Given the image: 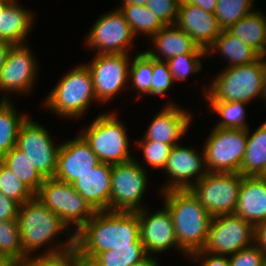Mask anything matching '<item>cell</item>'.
Instances as JSON below:
<instances>
[{"mask_svg": "<svg viewBox=\"0 0 266 266\" xmlns=\"http://www.w3.org/2000/svg\"><path fill=\"white\" fill-rule=\"evenodd\" d=\"M75 246L86 265L107 250L145 249L137 211H96L75 233Z\"/></svg>", "mask_w": 266, "mask_h": 266, "instance_id": "6da1fadb", "label": "cell"}, {"mask_svg": "<svg viewBox=\"0 0 266 266\" xmlns=\"http://www.w3.org/2000/svg\"><path fill=\"white\" fill-rule=\"evenodd\" d=\"M17 221L23 247V262L35 256L67 250L75 245L74 232L35 196L19 205ZM62 234L66 238L61 242L59 239Z\"/></svg>", "mask_w": 266, "mask_h": 266, "instance_id": "7a4b0ae2", "label": "cell"}, {"mask_svg": "<svg viewBox=\"0 0 266 266\" xmlns=\"http://www.w3.org/2000/svg\"><path fill=\"white\" fill-rule=\"evenodd\" d=\"M170 212L179 246L188 254L204 247L212 216L190 189L159 193Z\"/></svg>", "mask_w": 266, "mask_h": 266, "instance_id": "3957f363", "label": "cell"}, {"mask_svg": "<svg viewBox=\"0 0 266 266\" xmlns=\"http://www.w3.org/2000/svg\"><path fill=\"white\" fill-rule=\"evenodd\" d=\"M44 107L56 117L80 119L97 102L93 79L88 67L82 63L73 66L59 79L43 101Z\"/></svg>", "mask_w": 266, "mask_h": 266, "instance_id": "277c9868", "label": "cell"}, {"mask_svg": "<svg viewBox=\"0 0 266 266\" xmlns=\"http://www.w3.org/2000/svg\"><path fill=\"white\" fill-rule=\"evenodd\" d=\"M90 122L79 134L90 145L100 162L115 165L135 158L130 152L132 140L127 133L126 124L119 119L117 110L102 111Z\"/></svg>", "mask_w": 266, "mask_h": 266, "instance_id": "5b68a950", "label": "cell"}, {"mask_svg": "<svg viewBox=\"0 0 266 266\" xmlns=\"http://www.w3.org/2000/svg\"><path fill=\"white\" fill-rule=\"evenodd\" d=\"M218 73L205 88L206 90H203L202 97L205 96V101L249 103L254 99H261L266 105L259 59L246 65L222 68Z\"/></svg>", "mask_w": 266, "mask_h": 266, "instance_id": "8992f818", "label": "cell"}, {"mask_svg": "<svg viewBox=\"0 0 266 266\" xmlns=\"http://www.w3.org/2000/svg\"><path fill=\"white\" fill-rule=\"evenodd\" d=\"M35 197L57 214L74 234L96 212L72 184L54 178L45 179Z\"/></svg>", "mask_w": 266, "mask_h": 266, "instance_id": "52a82bcc", "label": "cell"}, {"mask_svg": "<svg viewBox=\"0 0 266 266\" xmlns=\"http://www.w3.org/2000/svg\"><path fill=\"white\" fill-rule=\"evenodd\" d=\"M204 142L202 147L208 172L239 173L246 151L247 130L214 127Z\"/></svg>", "mask_w": 266, "mask_h": 266, "instance_id": "ba28073f", "label": "cell"}, {"mask_svg": "<svg viewBox=\"0 0 266 266\" xmlns=\"http://www.w3.org/2000/svg\"><path fill=\"white\" fill-rule=\"evenodd\" d=\"M148 173L134 159L112 165L110 211L136 212L145 208L143 196L149 184Z\"/></svg>", "mask_w": 266, "mask_h": 266, "instance_id": "9c48e42d", "label": "cell"}, {"mask_svg": "<svg viewBox=\"0 0 266 266\" xmlns=\"http://www.w3.org/2000/svg\"><path fill=\"white\" fill-rule=\"evenodd\" d=\"M114 8L99 16L85 36L84 43L94 54L133 53L136 37L124 15Z\"/></svg>", "mask_w": 266, "mask_h": 266, "instance_id": "30bf717a", "label": "cell"}, {"mask_svg": "<svg viewBox=\"0 0 266 266\" xmlns=\"http://www.w3.org/2000/svg\"><path fill=\"white\" fill-rule=\"evenodd\" d=\"M33 51L28 42L12 45L0 72V100L10 101L13 94L21 97L34 90L40 65Z\"/></svg>", "mask_w": 266, "mask_h": 266, "instance_id": "8fae6325", "label": "cell"}, {"mask_svg": "<svg viewBox=\"0 0 266 266\" xmlns=\"http://www.w3.org/2000/svg\"><path fill=\"white\" fill-rule=\"evenodd\" d=\"M50 132L28 116L19 128L16 141V147L27 155L33 167L45 179L54 177L61 147V142H53Z\"/></svg>", "mask_w": 266, "mask_h": 266, "instance_id": "7c38bea8", "label": "cell"}, {"mask_svg": "<svg viewBox=\"0 0 266 266\" xmlns=\"http://www.w3.org/2000/svg\"><path fill=\"white\" fill-rule=\"evenodd\" d=\"M243 176L208 172L190 190L212 216L234 214Z\"/></svg>", "mask_w": 266, "mask_h": 266, "instance_id": "4fadbf2b", "label": "cell"}, {"mask_svg": "<svg viewBox=\"0 0 266 266\" xmlns=\"http://www.w3.org/2000/svg\"><path fill=\"white\" fill-rule=\"evenodd\" d=\"M255 243V227L235 215L212 217L207 240L202 251L214 255L229 256Z\"/></svg>", "mask_w": 266, "mask_h": 266, "instance_id": "5bb4252c", "label": "cell"}, {"mask_svg": "<svg viewBox=\"0 0 266 266\" xmlns=\"http://www.w3.org/2000/svg\"><path fill=\"white\" fill-rule=\"evenodd\" d=\"M92 60L84 64L90 70L96 100L107 104L129 83L131 54H94Z\"/></svg>", "mask_w": 266, "mask_h": 266, "instance_id": "9a60e30c", "label": "cell"}, {"mask_svg": "<svg viewBox=\"0 0 266 266\" xmlns=\"http://www.w3.org/2000/svg\"><path fill=\"white\" fill-rule=\"evenodd\" d=\"M163 173L168 178L158 191L191 189L207 173L203 147L201 152L192 147L177 144L172 147Z\"/></svg>", "mask_w": 266, "mask_h": 266, "instance_id": "2e32d148", "label": "cell"}, {"mask_svg": "<svg viewBox=\"0 0 266 266\" xmlns=\"http://www.w3.org/2000/svg\"><path fill=\"white\" fill-rule=\"evenodd\" d=\"M163 208L149 213V208L138 210L140 225V240L147 255L159 256L163 252L175 250L187 259L188 254L179 246L169 210ZM177 250V251H176ZM180 251V252H179ZM160 253V254H159Z\"/></svg>", "mask_w": 266, "mask_h": 266, "instance_id": "e0dca14e", "label": "cell"}, {"mask_svg": "<svg viewBox=\"0 0 266 266\" xmlns=\"http://www.w3.org/2000/svg\"><path fill=\"white\" fill-rule=\"evenodd\" d=\"M77 134L61 143L53 177L58 181L73 184L100 163L90 145L78 132Z\"/></svg>", "mask_w": 266, "mask_h": 266, "instance_id": "ac0fdd59", "label": "cell"}, {"mask_svg": "<svg viewBox=\"0 0 266 266\" xmlns=\"http://www.w3.org/2000/svg\"><path fill=\"white\" fill-rule=\"evenodd\" d=\"M192 115L175 101L167 102L156 115H153L142 139L139 140H154L175 146L190 129L193 121Z\"/></svg>", "mask_w": 266, "mask_h": 266, "instance_id": "d6986e66", "label": "cell"}, {"mask_svg": "<svg viewBox=\"0 0 266 266\" xmlns=\"http://www.w3.org/2000/svg\"><path fill=\"white\" fill-rule=\"evenodd\" d=\"M175 24L205 50L214 43L222 31L214 13L191 4H180Z\"/></svg>", "mask_w": 266, "mask_h": 266, "instance_id": "ffe728a7", "label": "cell"}, {"mask_svg": "<svg viewBox=\"0 0 266 266\" xmlns=\"http://www.w3.org/2000/svg\"><path fill=\"white\" fill-rule=\"evenodd\" d=\"M144 52L152 59L167 61L168 59L188 53H206L193 39L181 30L176 24L165 25L158 33L153 35ZM155 50V51H154ZM159 54V55H158Z\"/></svg>", "mask_w": 266, "mask_h": 266, "instance_id": "44dd1931", "label": "cell"}, {"mask_svg": "<svg viewBox=\"0 0 266 266\" xmlns=\"http://www.w3.org/2000/svg\"><path fill=\"white\" fill-rule=\"evenodd\" d=\"M112 165L100 162L72 185L95 211H110Z\"/></svg>", "mask_w": 266, "mask_h": 266, "instance_id": "7402d4cb", "label": "cell"}, {"mask_svg": "<svg viewBox=\"0 0 266 266\" xmlns=\"http://www.w3.org/2000/svg\"><path fill=\"white\" fill-rule=\"evenodd\" d=\"M234 214L254 227L266 221V181L260 176H243Z\"/></svg>", "mask_w": 266, "mask_h": 266, "instance_id": "603a6c76", "label": "cell"}, {"mask_svg": "<svg viewBox=\"0 0 266 266\" xmlns=\"http://www.w3.org/2000/svg\"><path fill=\"white\" fill-rule=\"evenodd\" d=\"M34 12L30 11L19 0H14L4 11H0V40L13 45L26 44L33 29Z\"/></svg>", "mask_w": 266, "mask_h": 266, "instance_id": "cb8c5ba5", "label": "cell"}, {"mask_svg": "<svg viewBox=\"0 0 266 266\" xmlns=\"http://www.w3.org/2000/svg\"><path fill=\"white\" fill-rule=\"evenodd\" d=\"M207 58L218 54L228 62L226 67L246 65L259 59V54L250 46L246 45L238 37L233 36L227 30H222L220 36L206 50Z\"/></svg>", "mask_w": 266, "mask_h": 266, "instance_id": "d4e9b609", "label": "cell"}, {"mask_svg": "<svg viewBox=\"0 0 266 266\" xmlns=\"http://www.w3.org/2000/svg\"><path fill=\"white\" fill-rule=\"evenodd\" d=\"M227 31L253 48L259 55L266 52V18L264 12L255 10L231 25Z\"/></svg>", "mask_w": 266, "mask_h": 266, "instance_id": "484cf974", "label": "cell"}, {"mask_svg": "<svg viewBox=\"0 0 266 266\" xmlns=\"http://www.w3.org/2000/svg\"><path fill=\"white\" fill-rule=\"evenodd\" d=\"M252 132V133H251ZM266 169V121L255 131L247 130V145L240 166L242 176L259 177Z\"/></svg>", "mask_w": 266, "mask_h": 266, "instance_id": "4316f807", "label": "cell"}, {"mask_svg": "<svg viewBox=\"0 0 266 266\" xmlns=\"http://www.w3.org/2000/svg\"><path fill=\"white\" fill-rule=\"evenodd\" d=\"M28 116L18 112L12 100H0V159L16 146L19 128Z\"/></svg>", "mask_w": 266, "mask_h": 266, "instance_id": "83f0119b", "label": "cell"}, {"mask_svg": "<svg viewBox=\"0 0 266 266\" xmlns=\"http://www.w3.org/2000/svg\"><path fill=\"white\" fill-rule=\"evenodd\" d=\"M118 6L117 8L124 15L136 38L138 35H143V37L145 35L149 40L165 26L146 5L126 4Z\"/></svg>", "mask_w": 266, "mask_h": 266, "instance_id": "f1b7e54d", "label": "cell"}, {"mask_svg": "<svg viewBox=\"0 0 266 266\" xmlns=\"http://www.w3.org/2000/svg\"><path fill=\"white\" fill-rule=\"evenodd\" d=\"M0 161L34 194L38 192L45 178L37 172L24 152L14 146Z\"/></svg>", "mask_w": 266, "mask_h": 266, "instance_id": "f546056e", "label": "cell"}, {"mask_svg": "<svg viewBox=\"0 0 266 266\" xmlns=\"http://www.w3.org/2000/svg\"><path fill=\"white\" fill-rule=\"evenodd\" d=\"M209 112L216 113L219 116L214 127L220 129H245L248 130L249 125L245 121L246 109L249 103L241 101H206ZM221 117V118H220Z\"/></svg>", "mask_w": 266, "mask_h": 266, "instance_id": "4dcf8cb0", "label": "cell"}, {"mask_svg": "<svg viewBox=\"0 0 266 266\" xmlns=\"http://www.w3.org/2000/svg\"><path fill=\"white\" fill-rule=\"evenodd\" d=\"M135 57L131 58L129 67L130 89L136 93V101L146 94L151 96V81L153 75V59L144 51L136 52ZM133 60V61H132ZM131 79V80H130Z\"/></svg>", "mask_w": 266, "mask_h": 266, "instance_id": "1f68e13d", "label": "cell"}, {"mask_svg": "<svg viewBox=\"0 0 266 266\" xmlns=\"http://www.w3.org/2000/svg\"><path fill=\"white\" fill-rule=\"evenodd\" d=\"M255 0H218L214 15L222 30L254 12Z\"/></svg>", "mask_w": 266, "mask_h": 266, "instance_id": "d6a6232c", "label": "cell"}, {"mask_svg": "<svg viewBox=\"0 0 266 266\" xmlns=\"http://www.w3.org/2000/svg\"><path fill=\"white\" fill-rule=\"evenodd\" d=\"M0 251L10 262H23V247L17 220H0Z\"/></svg>", "mask_w": 266, "mask_h": 266, "instance_id": "836d02e7", "label": "cell"}, {"mask_svg": "<svg viewBox=\"0 0 266 266\" xmlns=\"http://www.w3.org/2000/svg\"><path fill=\"white\" fill-rule=\"evenodd\" d=\"M205 57L207 58V53H188L172 57L165 61L168 64L174 85L175 82H183L189 79V75L193 76L199 73V71H202L203 61L201 60H204Z\"/></svg>", "mask_w": 266, "mask_h": 266, "instance_id": "e575fe53", "label": "cell"}, {"mask_svg": "<svg viewBox=\"0 0 266 266\" xmlns=\"http://www.w3.org/2000/svg\"><path fill=\"white\" fill-rule=\"evenodd\" d=\"M134 146L139 147L141 149V153L143 154V161H139V158L134 160L138 162L145 170H148L145 165L149 166V168L152 170L153 169H162L164 170L169 153L172 149L171 144H165L159 141H154V140H133ZM144 162V164H143Z\"/></svg>", "mask_w": 266, "mask_h": 266, "instance_id": "d590c367", "label": "cell"}, {"mask_svg": "<svg viewBox=\"0 0 266 266\" xmlns=\"http://www.w3.org/2000/svg\"><path fill=\"white\" fill-rule=\"evenodd\" d=\"M146 256L145 249H111L96 255L86 266H131Z\"/></svg>", "mask_w": 266, "mask_h": 266, "instance_id": "8d00e7d4", "label": "cell"}, {"mask_svg": "<svg viewBox=\"0 0 266 266\" xmlns=\"http://www.w3.org/2000/svg\"><path fill=\"white\" fill-rule=\"evenodd\" d=\"M0 192L22 205L32 199L35 194L25 186L19 178L0 161Z\"/></svg>", "mask_w": 266, "mask_h": 266, "instance_id": "74e56055", "label": "cell"}, {"mask_svg": "<svg viewBox=\"0 0 266 266\" xmlns=\"http://www.w3.org/2000/svg\"><path fill=\"white\" fill-rule=\"evenodd\" d=\"M35 266H86V263L74 245L57 253L35 256Z\"/></svg>", "mask_w": 266, "mask_h": 266, "instance_id": "f35d334b", "label": "cell"}, {"mask_svg": "<svg viewBox=\"0 0 266 266\" xmlns=\"http://www.w3.org/2000/svg\"><path fill=\"white\" fill-rule=\"evenodd\" d=\"M168 64L165 61L153 59V75L151 81V96L167 97L168 90L174 85Z\"/></svg>", "mask_w": 266, "mask_h": 266, "instance_id": "ab89813d", "label": "cell"}, {"mask_svg": "<svg viewBox=\"0 0 266 266\" xmlns=\"http://www.w3.org/2000/svg\"><path fill=\"white\" fill-rule=\"evenodd\" d=\"M181 0H148L146 6L164 25L175 24Z\"/></svg>", "mask_w": 266, "mask_h": 266, "instance_id": "60d3db41", "label": "cell"}, {"mask_svg": "<svg viewBox=\"0 0 266 266\" xmlns=\"http://www.w3.org/2000/svg\"><path fill=\"white\" fill-rule=\"evenodd\" d=\"M228 257L231 266H266V256L256 243Z\"/></svg>", "mask_w": 266, "mask_h": 266, "instance_id": "b9f144b4", "label": "cell"}, {"mask_svg": "<svg viewBox=\"0 0 266 266\" xmlns=\"http://www.w3.org/2000/svg\"><path fill=\"white\" fill-rule=\"evenodd\" d=\"M188 260L194 264L200 263L199 266H231L228 256L214 255L202 250L191 253Z\"/></svg>", "mask_w": 266, "mask_h": 266, "instance_id": "7bdbcfd3", "label": "cell"}, {"mask_svg": "<svg viewBox=\"0 0 266 266\" xmlns=\"http://www.w3.org/2000/svg\"><path fill=\"white\" fill-rule=\"evenodd\" d=\"M19 204L0 192V220H17Z\"/></svg>", "mask_w": 266, "mask_h": 266, "instance_id": "ee69618b", "label": "cell"}, {"mask_svg": "<svg viewBox=\"0 0 266 266\" xmlns=\"http://www.w3.org/2000/svg\"><path fill=\"white\" fill-rule=\"evenodd\" d=\"M255 243L266 256V221L259 223L255 227Z\"/></svg>", "mask_w": 266, "mask_h": 266, "instance_id": "f6af8a7d", "label": "cell"}, {"mask_svg": "<svg viewBox=\"0 0 266 266\" xmlns=\"http://www.w3.org/2000/svg\"><path fill=\"white\" fill-rule=\"evenodd\" d=\"M218 0H181L180 4H191L198 6L209 13H214Z\"/></svg>", "mask_w": 266, "mask_h": 266, "instance_id": "bcb514c9", "label": "cell"}, {"mask_svg": "<svg viewBox=\"0 0 266 266\" xmlns=\"http://www.w3.org/2000/svg\"><path fill=\"white\" fill-rule=\"evenodd\" d=\"M12 45L13 44L8 41L0 40V72L5 64L8 52Z\"/></svg>", "mask_w": 266, "mask_h": 266, "instance_id": "7dc6e473", "label": "cell"}, {"mask_svg": "<svg viewBox=\"0 0 266 266\" xmlns=\"http://www.w3.org/2000/svg\"><path fill=\"white\" fill-rule=\"evenodd\" d=\"M159 257L153 255H147L141 261L134 263L131 266H160L161 263L158 259Z\"/></svg>", "mask_w": 266, "mask_h": 266, "instance_id": "c3c4849f", "label": "cell"}, {"mask_svg": "<svg viewBox=\"0 0 266 266\" xmlns=\"http://www.w3.org/2000/svg\"><path fill=\"white\" fill-rule=\"evenodd\" d=\"M259 60L261 63L262 68V78H263V88L265 93V100H266V52L262 55H259Z\"/></svg>", "mask_w": 266, "mask_h": 266, "instance_id": "681fc988", "label": "cell"}, {"mask_svg": "<svg viewBox=\"0 0 266 266\" xmlns=\"http://www.w3.org/2000/svg\"><path fill=\"white\" fill-rule=\"evenodd\" d=\"M7 266H35V257L28 258L25 262H10Z\"/></svg>", "mask_w": 266, "mask_h": 266, "instance_id": "f907efd6", "label": "cell"}, {"mask_svg": "<svg viewBox=\"0 0 266 266\" xmlns=\"http://www.w3.org/2000/svg\"><path fill=\"white\" fill-rule=\"evenodd\" d=\"M120 5H126V4H136V5H146L148 0H121Z\"/></svg>", "mask_w": 266, "mask_h": 266, "instance_id": "816d5d0a", "label": "cell"}, {"mask_svg": "<svg viewBox=\"0 0 266 266\" xmlns=\"http://www.w3.org/2000/svg\"><path fill=\"white\" fill-rule=\"evenodd\" d=\"M14 0H0V11H4Z\"/></svg>", "mask_w": 266, "mask_h": 266, "instance_id": "f5cc1de1", "label": "cell"}, {"mask_svg": "<svg viewBox=\"0 0 266 266\" xmlns=\"http://www.w3.org/2000/svg\"><path fill=\"white\" fill-rule=\"evenodd\" d=\"M10 261L0 251V266H7Z\"/></svg>", "mask_w": 266, "mask_h": 266, "instance_id": "db71d44e", "label": "cell"}, {"mask_svg": "<svg viewBox=\"0 0 266 266\" xmlns=\"http://www.w3.org/2000/svg\"><path fill=\"white\" fill-rule=\"evenodd\" d=\"M260 177H261L263 180L266 181V169H265V171L261 174Z\"/></svg>", "mask_w": 266, "mask_h": 266, "instance_id": "11a10c76", "label": "cell"}]
</instances>
